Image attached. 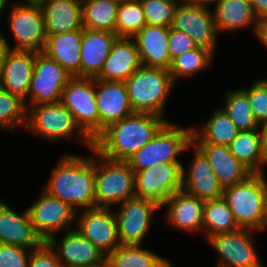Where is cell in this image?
Instances as JSON below:
<instances>
[{
	"label": "cell",
	"instance_id": "47",
	"mask_svg": "<svg viewBox=\"0 0 267 267\" xmlns=\"http://www.w3.org/2000/svg\"><path fill=\"white\" fill-rule=\"evenodd\" d=\"M3 32L5 31L0 30V59H5L8 53L11 51V41L9 40L12 38H6L7 36Z\"/></svg>",
	"mask_w": 267,
	"mask_h": 267
},
{
	"label": "cell",
	"instance_id": "32",
	"mask_svg": "<svg viewBox=\"0 0 267 267\" xmlns=\"http://www.w3.org/2000/svg\"><path fill=\"white\" fill-rule=\"evenodd\" d=\"M240 229L227 202L223 199L204 200L203 239Z\"/></svg>",
	"mask_w": 267,
	"mask_h": 267
},
{
	"label": "cell",
	"instance_id": "22",
	"mask_svg": "<svg viewBox=\"0 0 267 267\" xmlns=\"http://www.w3.org/2000/svg\"><path fill=\"white\" fill-rule=\"evenodd\" d=\"M36 53L33 50H11L2 64L0 87L20 97L26 105Z\"/></svg>",
	"mask_w": 267,
	"mask_h": 267
},
{
	"label": "cell",
	"instance_id": "27",
	"mask_svg": "<svg viewBox=\"0 0 267 267\" xmlns=\"http://www.w3.org/2000/svg\"><path fill=\"white\" fill-rule=\"evenodd\" d=\"M207 157L223 188L245 181L253 174L230 152L229 146L194 143Z\"/></svg>",
	"mask_w": 267,
	"mask_h": 267
},
{
	"label": "cell",
	"instance_id": "3",
	"mask_svg": "<svg viewBox=\"0 0 267 267\" xmlns=\"http://www.w3.org/2000/svg\"><path fill=\"white\" fill-rule=\"evenodd\" d=\"M25 133L50 143L61 140L77 141L87 151L93 141L80 129L73 114L59 101L48 104L26 105ZM77 138V139H76Z\"/></svg>",
	"mask_w": 267,
	"mask_h": 267
},
{
	"label": "cell",
	"instance_id": "36",
	"mask_svg": "<svg viewBox=\"0 0 267 267\" xmlns=\"http://www.w3.org/2000/svg\"><path fill=\"white\" fill-rule=\"evenodd\" d=\"M230 152L252 173H261V140L259 129L239 131L229 145Z\"/></svg>",
	"mask_w": 267,
	"mask_h": 267
},
{
	"label": "cell",
	"instance_id": "37",
	"mask_svg": "<svg viewBox=\"0 0 267 267\" xmlns=\"http://www.w3.org/2000/svg\"><path fill=\"white\" fill-rule=\"evenodd\" d=\"M26 113L25 102L20 97L0 87V129L11 132V134H16L18 129L24 131Z\"/></svg>",
	"mask_w": 267,
	"mask_h": 267
},
{
	"label": "cell",
	"instance_id": "2",
	"mask_svg": "<svg viewBox=\"0 0 267 267\" xmlns=\"http://www.w3.org/2000/svg\"><path fill=\"white\" fill-rule=\"evenodd\" d=\"M167 122L165 118L155 114L134 112L103 130L93 140L92 148L108 159L128 161Z\"/></svg>",
	"mask_w": 267,
	"mask_h": 267
},
{
	"label": "cell",
	"instance_id": "43",
	"mask_svg": "<svg viewBox=\"0 0 267 267\" xmlns=\"http://www.w3.org/2000/svg\"><path fill=\"white\" fill-rule=\"evenodd\" d=\"M169 54L171 60L184 52L197 48L194 40L185 32L169 28Z\"/></svg>",
	"mask_w": 267,
	"mask_h": 267
},
{
	"label": "cell",
	"instance_id": "53",
	"mask_svg": "<svg viewBox=\"0 0 267 267\" xmlns=\"http://www.w3.org/2000/svg\"><path fill=\"white\" fill-rule=\"evenodd\" d=\"M4 59H0V75H1V71H2V64H3Z\"/></svg>",
	"mask_w": 267,
	"mask_h": 267
},
{
	"label": "cell",
	"instance_id": "29",
	"mask_svg": "<svg viewBox=\"0 0 267 267\" xmlns=\"http://www.w3.org/2000/svg\"><path fill=\"white\" fill-rule=\"evenodd\" d=\"M83 28L70 33L48 35L42 50L73 77H80Z\"/></svg>",
	"mask_w": 267,
	"mask_h": 267
},
{
	"label": "cell",
	"instance_id": "9",
	"mask_svg": "<svg viewBox=\"0 0 267 267\" xmlns=\"http://www.w3.org/2000/svg\"><path fill=\"white\" fill-rule=\"evenodd\" d=\"M259 231L240 228L211 236L207 243L217 257L215 267H265L255 245Z\"/></svg>",
	"mask_w": 267,
	"mask_h": 267
},
{
	"label": "cell",
	"instance_id": "55",
	"mask_svg": "<svg viewBox=\"0 0 267 267\" xmlns=\"http://www.w3.org/2000/svg\"><path fill=\"white\" fill-rule=\"evenodd\" d=\"M172 1H175V2H178V3L187 2V0H172Z\"/></svg>",
	"mask_w": 267,
	"mask_h": 267
},
{
	"label": "cell",
	"instance_id": "35",
	"mask_svg": "<svg viewBox=\"0 0 267 267\" xmlns=\"http://www.w3.org/2000/svg\"><path fill=\"white\" fill-rule=\"evenodd\" d=\"M223 105L221 108L227 113L235 123L239 131H250L259 129L260 125L256 121L249 99L246 93L240 88H225Z\"/></svg>",
	"mask_w": 267,
	"mask_h": 267
},
{
	"label": "cell",
	"instance_id": "26",
	"mask_svg": "<svg viewBox=\"0 0 267 267\" xmlns=\"http://www.w3.org/2000/svg\"><path fill=\"white\" fill-rule=\"evenodd\" d=\"M40 6L47 36L83 28L82 0H45Z\"/></svg>",
	"mask_w": 267,
	"mask_h": 267
},
{
	"label": "cell",
	"instance_id": "11",
	"mask_svg": "<svg viewBox=\"0 0 267 267\" xmlns=\"http://www.w3.org/2000/svg\"><path fill=\"white\" fill-rule=\"evenodd\" d=\"M27 211L34 231L43 242L76 226L77 211L67 202L49 195L43 189Z\"/></svg>",
	"mask_w": 267,
	"mask_h": 267
},
{
	"label": "cell",
	"instance_id": "25",
	"mask_svg": "<svg viewBox=\"0 0 267 267\" xmlns=\"http://www.w3.org/2000/svg\"><path fill=\"white\" fill-rule=\"evenodd\" d=\"M117 38L114 32L83 28L80 77L96 78L99 75Z\"/></svg>",
	"mask_w": 267,
	"mask_h": 267
},
{
	"label": "cell",
	"instance_id": "4",
	"mask_svg": "<svg viewBox=\"0 0 267 267\" xmlns=\"http://www.w3.org/2000/svg\"><path fill=\"white\" fill-rule=\"evenodd\" d=\"M253 173L245 181L227 186L223 199L230 207L240 228L267 230V176Z\"/></svg>",
	"mask_w": 267,
	"mask_h": 267
},
{
	"label": "cell",
	"instance_id": "52",
	"mask_svg": "<svg viewBox=\"0 0 267 267\" xmlns=\"http://www.w3.org/2000/svg\"><path fill=\"white\" fill-rule=\"evenodd\" d=\"M111 1H113V2H116V3L120 4V3H123V2H125V1H127V0H111Z\"/></svg>",
	"mask_w": 267,
	"mask_h": 267
},
{
	"label": "cell",
	"instance_id": "38",
	"mask_svg": "<svg viewBox=\"0 0 267 267\" xmlns=\"http://www.w3.org/2000/svg\"><path fill=\"white\" fill-rule=\"evenodd\" d=\"M146 25V18L140 0L120 3L116 19V35L133 38Z\"/></svg>",
	"mask_w": 267,
	"mask_h": 267
},
{
	"label": "cell",
	"instance_id": "7",
	"mask_svg": "<svg viewBox=\"0 0 267 267\" xmlns=\"http://www.w3.org/2000/svg\"><path fill=\"white\" fill-rule=\"evenodd\" d=\"M135 172L127 161L111 160L95 151V200L98 207L114 208L135 197Z\"/></svg>",
	"mask_w": 267,
	"mask_h": 267
},
{
	"label": "cell",
	"instance_id": "48",
	"mask_svg": "<svg viewBox=\"0 0 267 267\" xmlns=\"http://www.w3.org/2000/svg\"><path fill=\"white\" fill-rule=\"evenodd\" d=\"M221 0H187L188 3L198 5L201 7L214 9V7L220 2Z\"/></svg>",
	"mask_w": 267,
	"mask_h": 267
},
{
	"label": "cell",
	"instance_id": "46",
	"mask_svg": "<svg viewBox=\"0 0 267 267\" xmlns=\"http://www.w3.org/2000/svg\"><path fill=\"white\" fill-rule=\"evenodd\" d=\"M250 3L257 19L267 17V0H250Z\"/></svg>",
	"mask_w": 267,
	"mask_h": 267
},
{
	"label": "cell",
	"instance_id": "19",
	"mask_svg": "<svg viewBox=\"0 0 267 267\" xmlns=\"http://www.w3.org/2000/svg\"><path fill=\"white\" fill-rule=\"evenodd\" d=\"M61 234L63 236H61ZM60 237L53 235L47 243L57 254L63 267H83L100 262L105 255L74 228Z\"/></svg>",
	"mask_w": 267,
	"mask_h": 267
},
{
	"label": "cell",
	"instance_id": "31",
	"mask_svg": "<svg viewBox=\"0 0 267 267\" xmlns=\"http://www.w3.org/2000/svg\"><path fill=\"white\" fill-rule=\"evenodd\" d=\"M107 258L112 267H165L171 260L143 245L120 244Z\"/></svg>",
	"mask_w": 267,
	"mask_h": 267
},
{
	"label": "cell",
	"instance_id": "41",
	"mask_svg": "<svg viewBox=\"0 0 267 267\" xmlns=\"http://www.w3.org/2000/svg\"><path fill=\"white\" fill-rule=\"evenodd\" d=\"M31 249L0 243V267H28Z\"/></svg>",
	"mask_w": 267,
	"mask_h": 267
},
{
	"label": "cell",
	"instance_id": "33",
	"mask_svg": "<svg viewBox=\"0 0 267 267\" xmlns=\"http://www.w3.org/2000/svg\"><path fill=\"white\" fill-rule=\"evenodd\" d=\"M215 57L210 50L202 47H197L175 57L169 68L173 82L177 85L180 79L194 78L204 70L205 72L208 71L207 69L212 67Z\"/></svg>",
	"mask_w": 267,
	"mask_h": 267
},
{
	"label": "cell",
	"instance_id": "51",
	"mask_svg": "<svg viewBox=\"0 0 267 267\" xmlns=\"http://www.w3.org/2000/svg\"><path fill=\"white\" fill-rule=\"evenodd\" d=\"M8 4V0H0V20H2L1 18L4 17L5 12H6V7Z\"/></svg>",
	"mask_w": 267,
	"mask_h": 267
},
{
	"label": "cell",
	"instance_id": "1",
	"mask_svg": "<svg viewBox=\"0 0 267 267\" xmlns=\"http://www.w3.org/2000/svg\"><path fill=\"white\" fill-rule=\"evenodd\" d=\"M88 156L63 153L50 171L43 190L67 202L77 212L96 207L95 200V150Z\"/></svg>",
	"mask_w": 267,
	"mask_h": 267
},
{
	"label": "cell",
	"instance_id": "45",
	"mask_svg": "<svg viewBox=\"0 0 267 267\" xmlns=\"http://www.w3.org/2000/svg\"><path fill=\"white\" fill-rule=\"evenodd\" d=\"M255 37L260 41V45L267 49V17L258 19Z\"/></svg>",
	"mask_w": 267,
	"mask_h": 267
},
{
	"label": "cell",
	"instance_id": "17",
	"mask_svg": "<svg viewBox=\"0 0 267 267\" xmlns=\"http://www.w3.org/2000/svg\"><path fill=\"white\" fill-rule=\"evenodd\" d=\"M185 152H191L192 158L182 165V190L202 200L222 198L224 188L204 153L193 142Z\"/></svg>",
	"mask_w": 267,
	"mask_h": 267
},
{
	"label": "cell",
	"instance_id": "40",
	"mask_svg": "<svg viewBox=\"0 0 267 267\" xmlns=\"http://www.w3.org/2000/svg\"><path fill=\"white\" fill-rule=\"evenodd\" d=\"M240 86L246 93L253 115L259 125L267 122V78L258 77L250 85Z\"/></svg>",
	"mask_w": 267,
	"mask_h": 267
},
{
	"label": "cell",
	"instance_id": "16",
	"mask_svg": "<svg viewBox=\"0 0 267 267\" xmlns=\"http://www.w3.org/2000/svg\"><path fill=\"white\" fill-rule=\"evenodd\" d=\"M75 228L105 256L120 245L113 208L96 206L78 211Z\"/></svg>",
	"mask_w": 267,
	"mask_h": 267
},
{
	"label": "cell",
	"instance_id": "30",
	"mask_svg": "<svg viewBox=\"0 0 267 267\" xmlns=\"http://www.w3.org/2000/svg\"><path fill=\"white\" fill-rule=\"evenodd\" d=\"M192 127L193 143L229 146L239 132L235 123L221 107L215 108L200 126L192 125Z\"/></svg>",
	"mask_w": 267,
	"mask_h": 267
},
{
	"label": "cell",
	"instance_id": "14",
	"mask_svg": "<svg viewBox=\"0 0 267 267\" xmlns=\"http://www.w3.org/2000/svg\"><path fill=\"white\" fill-rule=\"evenodd\" d=\"M185 162L155 164L135 172V197L162 206L175 192L182 190V165Z\"/></svg>",
	"mask_w": 267,
	"mask_h": 267
},
{
	"label": "cell",
	"instance_id": "8",
	"mask_svg": "<svg viewBox=\"0 0 267 267\" xmlns=\"http://www.w3.org/2000/svg\"><path fill=\"white\" fill-rule=\"evenodd\" d=\"M61 102L73 114L80 129L93 141L100 134L96 79L72 77L63 89Z\"/></svg>",
	"mask_w": 267,
	"mask_h": 267
},
{
	"label": "cell",
	"instance_id": "15",
	"mask_svg": "<svg viewBox=\"0 0 267 267\" xmlns=\"http://www.w3.org/2000/svg\"><path fill=\"white\" fill-rule=\"evenodd\" d=\"M171 28L187 33L197 47L217 54L219 34L213 10L188 2L179 3L172 20Z\"/></svg>",
	"mask_w": 267,
	"mask_h": 267
},
{
	"label": "cell",
	"instance_id": "54",
	"mask_svg": "<svg viewBox=\"0 0 267 267\" xmlns=\"http://www.w3.org/2000/svg\"><path fill=\"white\" fill-rule=\"evenodd\" d=\"M165 267H174V264L170 261Z\"/></svg>",
	"mask_w": 267,
	"mask_h": 267
},
{
	"label": "cell",
	"instance_id": "23",
	"mask_svg": "<svg viewBox=\"0 0 267 267\" xmlns=\"http://www.w3.org/2000/svg\"><path fill=\"white\" fill-rule=\"evenodd\" d=\"M133 39L142 66L169 70V28L146 24Z\"/></svg>",
	"mask_w": 267,
	"mask_h": 267
},
{
	"label": "cell",
	"instance_id": "12",
	"mask_svg": "<svg viewBox=\"0 0 267 267\" xmlns=\"http://www.w3.org/2000/svg\"><path fill=\"white\" fill-rule=\"evenodd\" d=\"M113 210L120 244L144 245L154 223L153 217L161 212V206L148 199L133 197L119 203Z\"/></svg>",
	"mask_w": 267,
	"mask_h": 267
},
{
	"label": "cell",
	"instance_id": "49",
	"mask_svg": "<svg viewBox=\"0 0 267 267\" xmlns=\"http://www.w3.org/2000/svg\"><path fill=\"white\" fill-rule=\"evenodd\" d=\"M83 267H112V265L107 256H105L100 262Z\"/></svg>",
	"mask_w": 267,
	"mask_h": 267
},
{
	"label": "cell",
	"instance_id": "39",
	"mask_svg": "<svg viewBox=\"0 0 267 267\" xmlns=\"http://www.w3.org/2000/svg\"><path fill=\"white\" fill-rule=\"evenodd\" d=\"M147 25L170 28L178 2L172 0H140Z\"/></svg>",
	"mask_w": 267,
	"mask_h": 267
},
{
	"label": "cell",
	"instance_id": "42",
	"mask_svg": "<svg viewBox=\"0 0 267 267\" xmlns=\"http://www.w3.org/2000/svg\"><path fill=\"white\" fill-rule=\"evenodd\" d=\"M28 267H63L57 254L47 242L32 250Z\"/></svg>",
	"mask_w": 267,
	"mask_h": 267
},
{
	"label": "cell",
	"instance_id": "6",
	"mask_svg": "<svg viewBox=\"0 0 267 267\" xmlns=\"http://www.w3.org/2000/svg\"><path fill=\"white\" fill-rule=\"evenodd\" d=\"M192 134L191 125L185 126L178 121H169L127 162L134 172L150 168L155 164L184 162L183 154L192 143Z\"/></svg>",
	"mask_w": 267,
	"mask_h": 267
},
{
	"label": "cell",
	"instance_id": "10",
	"mask_svg": "<svg viewBox=\"0 0 267 267\" xmlns=\"http://www.w3.org/2000/svg\"><path fill=\"white\" fill-rule=\"evenodd\" d=\"M6 9L5 20L15 42L11 50L42 51L47 35L41 6L8 2Z\"/></svg>",
	"mask_w": 267,
	"mask_h": 267
},
{
	"label": "cell",
	"instance_id": "5",
	"mask_svg": "<svg viewBox=\"0 0 267 267\" xmlns=\"http://www.w3.org/2000/svg\"><path fill=\"white\" fill-rule=\"evenodd\" d=\"M129 102L134 112L151 113L165 118L166 106L175 86L169 73L162 68L141 66L126 81Z\"/></svg>",
	"mask_w": 267,
	"mask_h": 267
},
{
	"label": "cell",
	"instance_id": "24",
	"mask_svg": "<svg viewBox=\"0 0 267 267\" xmlns=\"http://www.w3.org/2000/svg\"><path fill=\"white\" fill-rule=\"evenodd\" d=\"M141 66L134 39L118 37L112 45L102 70L95 79L125 82Z\"/></svg>",
	"mask_w": 267,
	"mask_h": 267
},
{
	"label": "cell",
	"instance_id": "50",
	"mask_svg": "<svg viewBox=\"0 0 267 267\" xmlns=\"http://www.w3.org/2000/svg\"><path fill=\"white\" fill-rule=\"evenodd\" d=\"M45 0H12V3H20V4H36L41 5ZM10 2V0H8Z\"/></svg>",
	"mask_w": 267,
	"mask_h": 267
},
{
	"label": "cell",
	"instance_id": "34",
	"mask_svg": "<svg viewBox=\"0 0 267 267\" xmlns=\"http://www.w3.org/2000/svg\"><path fill=\"white\" fill-rule=\"evenodd\" d=\"M118 6L111 0H82L83 28L116 34Z\"/></svg>",
	"mask_w": 267,
	"mask_h": 267
},
{
	"label": "cell",
	"instance_id": "20",
	"mask_svg": "<svg viewBox=\"0 0 267 267\" xmlns=\"http://www.w3.org/2000/svg\"><path fill=\"white\" fill-rule=\"evenodd\" d=\"M0 243L31 250L43 243L33 229L27 208L16 212L4 199L0 201Z\"/></svg>",
	"mask_w": 267,
	"mask_h": 267
},
{
	"label": "cell",
	"instance_id": "28",
	"mask_svg": "<svg viewBox=\"0 0 267 267\" xmlns=\"http://www.w3.org/2000/svg\"><path fill=\"white\" fill-rule=\"evenodd\" d=\"M213 14L219 36L245 29L255 35L258 19L253 13L250 0H221L214 7Z\"/></svg>",
	"mask_w": 267,
	"mask_h": 267
},
{
	"label": "cell",
	"instance_id": "44",
	"mask_svg": "<svg viewBox=\"0 0 267 267\" xmlns=\"http://www.w3.org/2000/svg\"><path fill=\"white\" fill-rule=\"evenodd\" d=\"M259 131L261 140V173H265L264 169L267 167V122L260 125Z\"/></svg>",
	"mask_w": 267,
	"mask_h": 267
},
{
	"label": "cell",
	"instance_id": "21",
	"mask_svg": "<svg viewBox=\"0 0 267 267\" xmlns=\"http://www.w3.org/2000/svg\"><path fill=\"white\" fill-rule=\"evenodd\" d=\"M96 103L100 115V133L134 113L125 82L96 79Z\"/></svg>",
	"mask_w": 267,
	"mask_h": 267
},
{
	"label": "cell",
	"instance_id": "13",
	"mask_svg": "<svg viewBox=\"0 0 267 267\" xmlns=\"http://www.w3.org/2000/svg\"><path fill=\"white\" fill-rule=\"evenodd\" d=\"M73 76L42 51L36 53L34 72L27 93V105L59 102Z\"/></svg>",
	"mask_w": 267,
	"mask_h": 267
},
{
	"label": "cell",
	"instance_id": "18",
	"mask_svg": "<svg viewBox=\"0 0 267 267\" xmlns=\"http://www.w3.org/2000/svg\"><path fill=\"white\" fill-rule=\"evenodd\" d=\"M204 200L179 190L161 206L166 226L184 234L203 236Z\"/></svg>",
	"mask_w": 267,
	"mask_h": 267
}]
</instances>
